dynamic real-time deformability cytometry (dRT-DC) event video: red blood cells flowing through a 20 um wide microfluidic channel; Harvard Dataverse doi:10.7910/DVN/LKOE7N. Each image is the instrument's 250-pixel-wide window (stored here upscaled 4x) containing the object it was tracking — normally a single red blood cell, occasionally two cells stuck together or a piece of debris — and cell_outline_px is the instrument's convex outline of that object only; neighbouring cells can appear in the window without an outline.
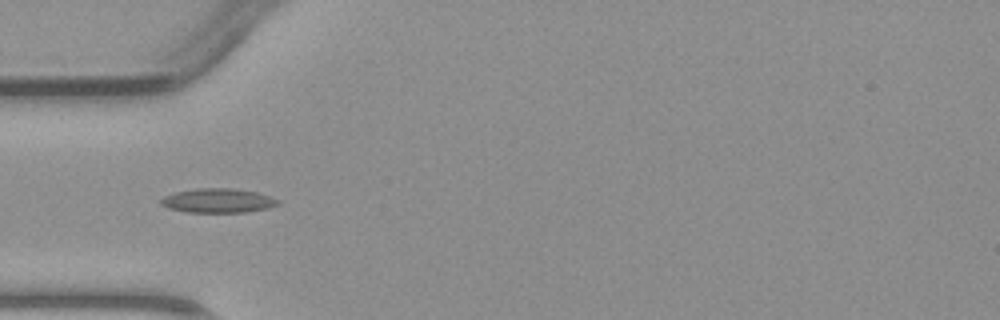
{"species": "common noctule bat (a hibernating species)", "species_latin": "Nyctalus noctula", "temperature_condition": "warm", "stored_images_in_passage": 5, "camera_frame_rate_fps": 3000, "um_per_image_px": 0.085, "animal": {"sex": "male", "body_mass_g": 23.1, "forearm_length_mm": 52.7}, "frame": {"image": 1, "passage_image": 3, "time_ms": 3.333, "image_size_px": [1000, 320], "cell_outline_px": [[280, 204], [268, 208], [244, 212], [188, 212], [168, 208], [160, 204], [160, 200], [164, 196], [176, 192], [196, 188], [232, 188], [256, 192], [272, 196], [280, 200]], "centroid_in_image_um": [18.55, 17.05], "position_along_channel_um": 66.4, "area_um2": 16.59}}
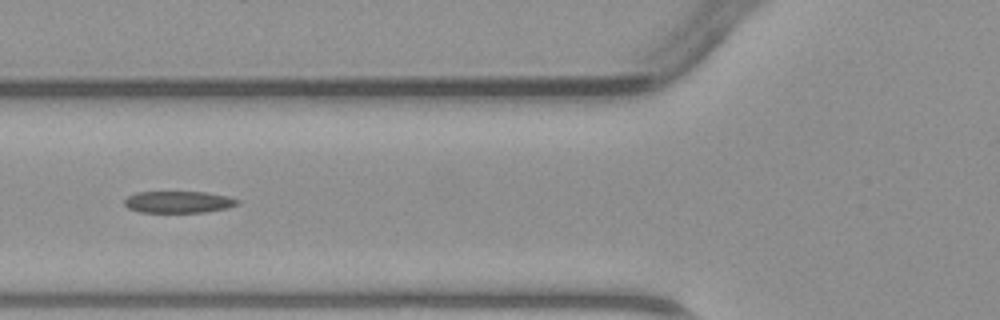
{"frame": {"image": 2, "passage_image": 4, "time_ms": 4.333, "image_size_px": [1000, 320], "cell_outline_px": [[240, 204], [228, 208], [204, 212], [140, 212], [128, 208], [124, 204], [124, 200], [128, 196], [136, 192], [204, 192], [228, 196], [240, 200]], "centroid_in_image_um": [15.19, 17.17], "position_along_channel_um": 110.6, "area_um2": 14.39}}
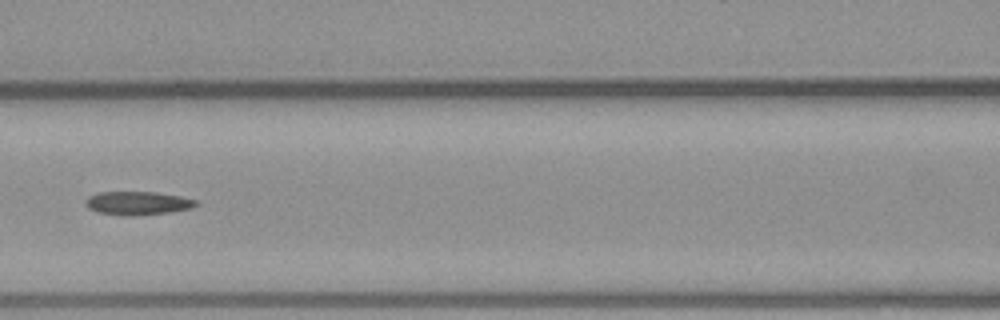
{"frame": {"image": 3, "passage_image": 5, "time_ms": 5.333, "image_size_px": [1000, 320], "cell_outline_px": [[200, 204], [192, 208], [168, 212], [132, 216], [128, 216], [96, 212], [88, 208], [84, 204], [84, 200], [88, 196], [100, 192], [156, 192], [180, 196], [200, 200]], "centroid_in_image_um": [11.71, 17.26], "position_along_channel_um": 154.9, "area_um2": 15.32}}